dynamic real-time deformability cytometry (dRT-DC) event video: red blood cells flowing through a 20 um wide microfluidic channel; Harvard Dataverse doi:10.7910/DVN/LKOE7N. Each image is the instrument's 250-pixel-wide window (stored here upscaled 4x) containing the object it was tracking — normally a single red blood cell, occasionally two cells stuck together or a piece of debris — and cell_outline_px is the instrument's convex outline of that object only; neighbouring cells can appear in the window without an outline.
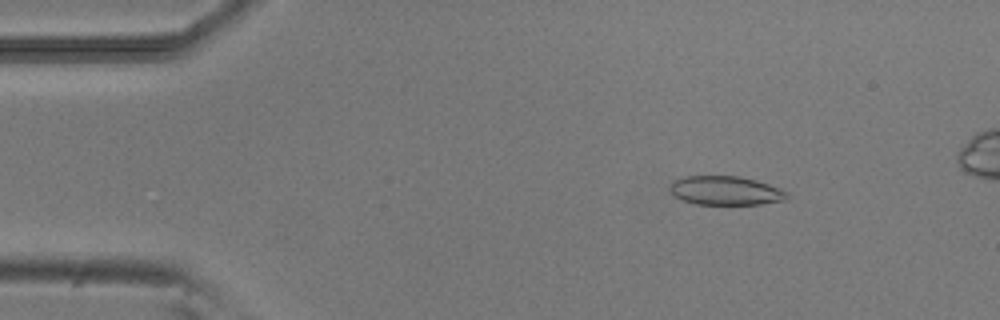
{"species": "common noctule bat (a hibernating species)", "species_latin": "Nyctalus noctula", "temperature_condition": "room temperature", "stored_images_in_passage": 49, "camera_frame_rate_fps": 3000, "um_per_image_px": 0.085, "animal": {"sex": "male", "body_mass_g": 20.5, "forearm_length_mm": 52.5}, "frame": {"image": 1, "passage_image": 7, "time_ms": 2.0, "image_size_px": [1000, 320], "cell_outline_px": [[788, 196], [784, 200], [760, 204], [696, 204], [684, 200], [676, 196], [668, 188], [672, 180], [684, 176], [740, 176], [756, 180], [780, 188], [788, 192]], "centroid_in_image_um": [61.66, 16.19], "position_along_channel_um": 23.3, "area_um2": 19.71}}
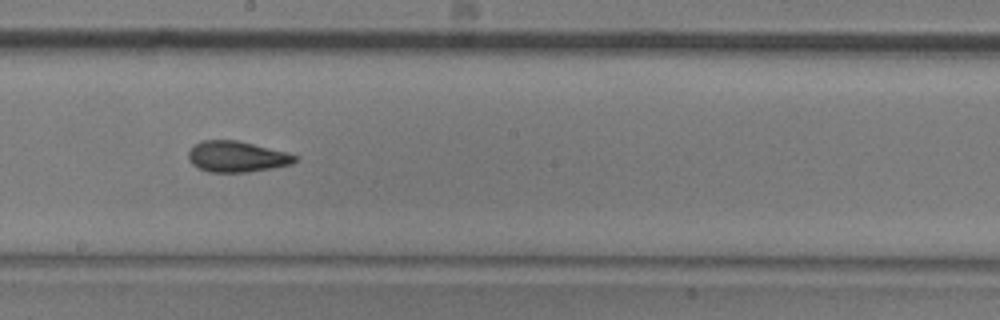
{"frame": {"image": 2, "passage_image": 28, "time_ms": 9.0, "image_size_px": [1000, 320], "cell_outline_px": [[300, 156], [292, 164], [272, 168], [248, 172], [208, 172], [192, 164], [188, 160], [188, 152], [192, 144], [200, 140], [236, 140], [288, 152]], "centroid_in_image_um": [20.11, 13.3], "position_along_channel_um": 228.1, "area_um2": 19.42}}
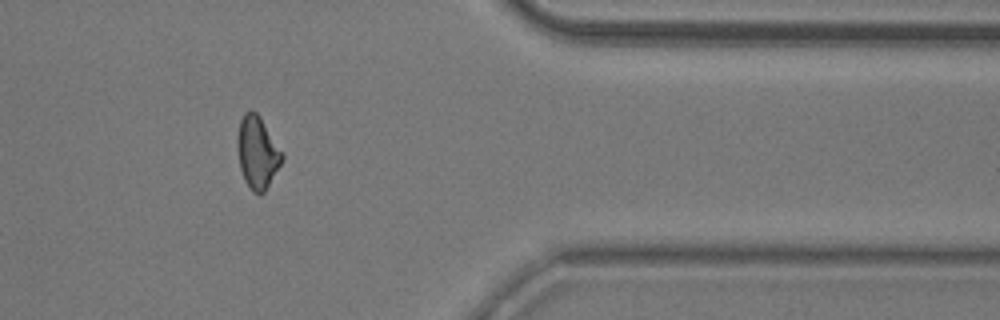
{"frame": {"image": 3, "passage_image": 42, "time_ms": 13.667, "image_size_px": [1000, 320], "cell_outline_px": [[284, 160], [264, 192], [260, 196], [252, 192], [244, 180], [240, 168], [236, 144], [236, 136], [240, 120], [244, 112], [252, 108], [260, 116], [284, 152]], "centroid_in_image_um": [21.88, 12.94], "position_along_channel_um": 389.5, "area_um2": 19.42}}